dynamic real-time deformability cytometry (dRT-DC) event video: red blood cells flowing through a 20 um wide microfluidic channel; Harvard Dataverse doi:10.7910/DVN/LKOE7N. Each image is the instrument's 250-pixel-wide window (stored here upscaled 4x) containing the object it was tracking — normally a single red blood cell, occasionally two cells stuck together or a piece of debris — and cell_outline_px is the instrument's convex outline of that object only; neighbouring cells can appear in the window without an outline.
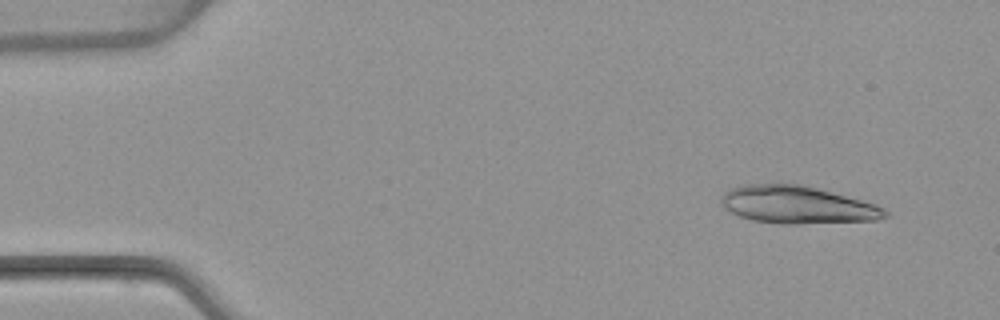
{"species": "common noctule bat (a hibernating species)", "species_latin": "Nyctalus noctula", "temperature_condition": "warm", "stored_images_in_passage": 5, "camera_frame_rate_fps": 3000, "um_per_image_px": 0.085, "animal": {"sex": "female", "body_mass_g": 22.7, "forearm_length_mm": 54.2}, "frame": {"image": 1, "passage_image": 2, "time_ms": 1.0, "image_size_px": [1000, 320], "cell_outline_px": [[888, 216], [876, 220], [796, 224], [784, 224], [752, 220], [740, 216], [724, 208], [720, 200], [724, 192], [732, 188], [744, 184], [776, 180], [800, 184], [816, 188], [876, 204], [884, 208], [888, 212]], "centroid_in_image_um": [67.72, 17.37], "position_along_channel_um": 17.3, "area_um2": 36.41}}